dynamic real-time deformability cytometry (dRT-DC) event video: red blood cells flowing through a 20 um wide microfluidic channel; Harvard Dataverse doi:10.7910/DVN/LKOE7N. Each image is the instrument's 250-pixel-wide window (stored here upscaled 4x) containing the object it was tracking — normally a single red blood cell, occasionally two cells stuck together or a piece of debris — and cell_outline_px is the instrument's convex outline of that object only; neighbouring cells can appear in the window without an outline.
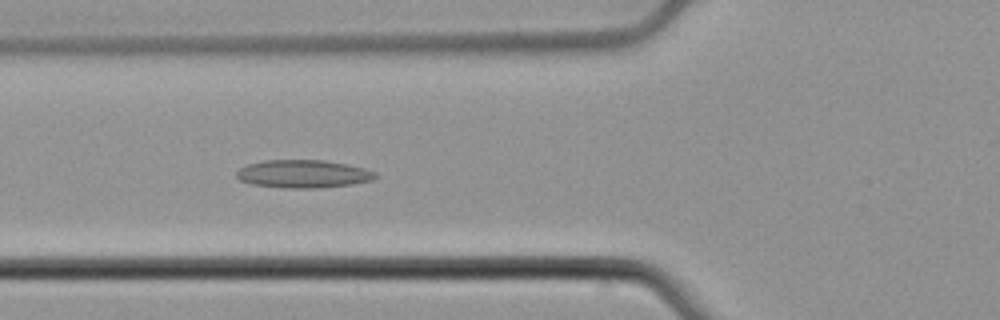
{"species": "common noctule bat (a hibernating species)", "species_latin": "Nyctalus noctula", "temperature_condition": "cold", "stored_images_in_passage": 47, "camera_frame_rate_fps": 3000, "um_per_image_px": 0.085, "animal": {"sex": "male", "body_mass_g": 21.5, "forearm_length_mm": 52.0}, "frame": {"image": 1, "passage_image": 13, "time_ms": 4.0, "image_size_px": [1000, 320], "cell_outline_px": [[376, 176], [372, 180], [352, 184], [316, 188], [284, 188], [252, 184], [240, 180], [236, 176], [236, 172], [240, 168], [248, 164], [264, 160], [324, 160], [348, 164], [364, 168], [376, 172]], "centroid_in_image_um": [25.77, 14.78], "position_along_channel_um": 100.0, "area_um2": 22.6}}
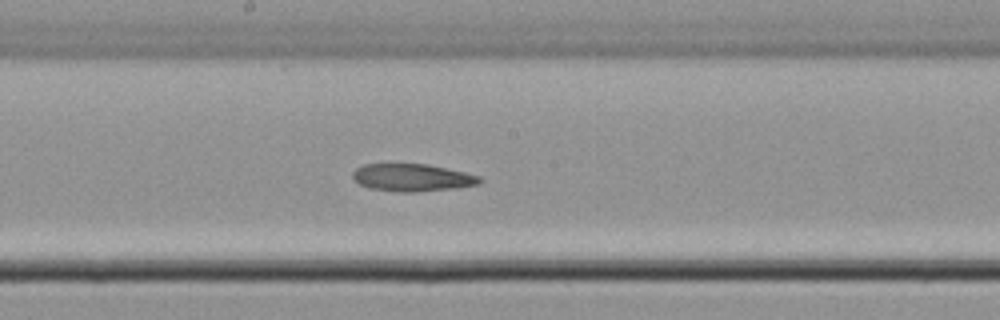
{"frame": {"image": 2, "passage_image": 22, "time_ms": 7.0, "image_size_px": [1000, 320], "cell_outline_px": [[484, 180], [480, 184], [456, 188], [412, 192], [400, 192], [372, 188], [360, 184], [352, 176], [352, 172], [356, 168], [364, 164], [428, 164], [464, 172], [480, 176]], "centroid_in_image_um": [35.08, 15.09], "position_along_channel_um": 213.1, "area_um2": 20.23}}
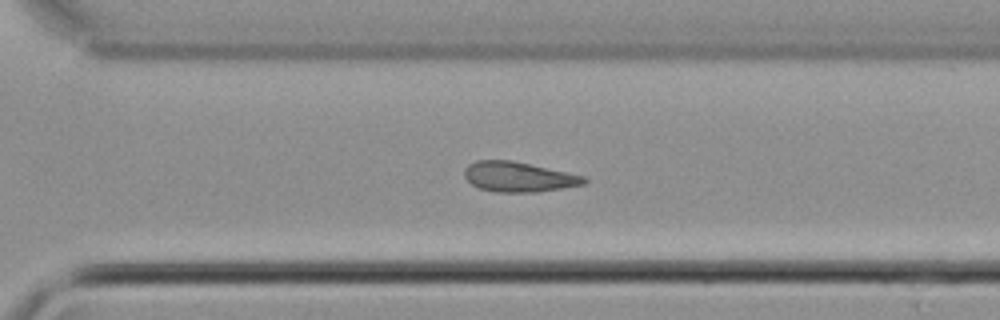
{"frame": {"image": 3, "passage_image": 31, "time_ms": 10.0, "image_size_px": [1000, 320], "cell_outline_px": [[588, 180], [584, 184], [536, 192], [496, 192], [480, 188], [472, 184], [464, 176], [464, 168], [468, 164], [476, 160], [512, 160], [584, 176]], "centroid_in_image_um": [44.04, 15.02], "position_along_channel_um": 326.6, "area_um2": 20.75}, "authors_computed_cell_mechanics": {"area_um2": 21.386, "velocity_mm_per_s": 3.7748, "shape_relaxation_time_tau1_ms": null, "shape_relaxation_time_tau2_ms": 6.437, "deformation_change_tau1": null, "deformation_change_tau2": 0.1418}}